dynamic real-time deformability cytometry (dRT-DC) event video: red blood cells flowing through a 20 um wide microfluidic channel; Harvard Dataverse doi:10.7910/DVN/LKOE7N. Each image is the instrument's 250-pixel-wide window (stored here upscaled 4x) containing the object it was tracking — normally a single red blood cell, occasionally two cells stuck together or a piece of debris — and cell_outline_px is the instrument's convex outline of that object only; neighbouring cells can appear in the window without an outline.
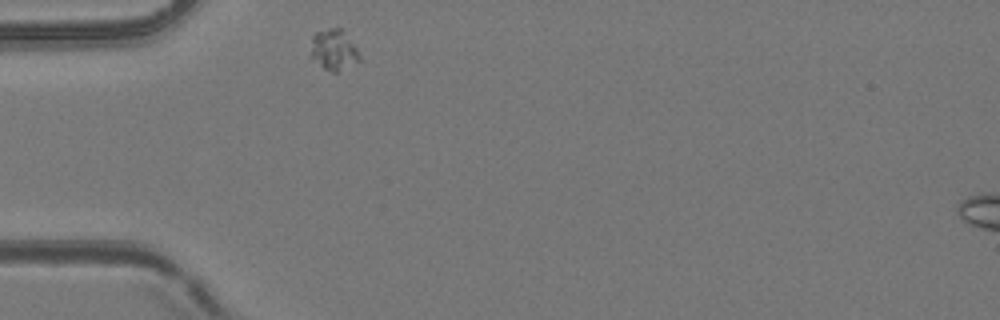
{"species": "common noctule bat (a hibernating species)", "species_latin": "Nyctalus noctula", "temperature_condition": "room temperature", "stored_images_in_passage": 1, "camera_frame_rate_fps": 3000, "um_per_image_px": 0.085, "animal": {"sex": "female", "body_mass_g": 24.6, "forearm_length_mm": 56.2}, "frame": {"image": 1, "passage_image": 1, "time_ms": 0.0, "image_size_px": [1000, 320], "cell_outline_px": [[360, 60], [336, 72], [332, 72], [324, 68], [312, 60], [308, 56], [312, 36], [316, 32], [328, 28], [340, 28], [356, 48], [360, 56]], "centroid_in_image_um": [28.29, 4.24], "position_along_channel_um": 56.7, "area_um2": 11.56}}